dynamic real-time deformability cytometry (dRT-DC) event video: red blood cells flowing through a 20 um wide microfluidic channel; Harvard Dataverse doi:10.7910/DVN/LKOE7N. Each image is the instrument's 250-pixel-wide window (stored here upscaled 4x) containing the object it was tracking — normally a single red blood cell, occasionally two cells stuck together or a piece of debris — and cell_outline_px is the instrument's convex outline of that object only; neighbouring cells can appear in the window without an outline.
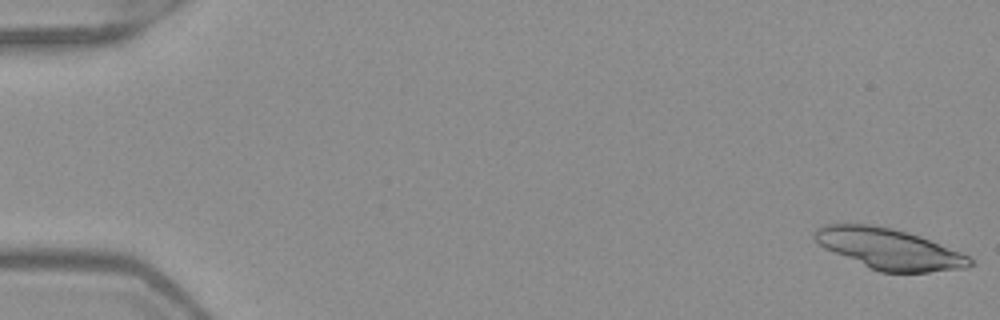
{"species": "Egyptian fruit bat (a non-hibernating species)", "species_latin": "Rousettus aegyptiacus", "temperature_condition": "warm", "stored_images_in_passage": 12, "camera_frame_rate_fps": 3000, "um_per_image_px": 0.085, "frame": {"image": 1, "passage_image": 1, "time_ms": 0.0, "image_size_px": [1000, 320], "cell_outline_px": [[972, 264], [968, 268], [928, 272], [880, 272], [868, 268], [824, 248], [812, 236], [816, 228], [824, 224], [868, 224], [892, 228], [920, 236], [960, 252], [968, 256], [972, 260]], "centroid_in_image_um": [75.55, 21.16], "position_along_channel_um": 9.4, "area_um2": 36.7}}